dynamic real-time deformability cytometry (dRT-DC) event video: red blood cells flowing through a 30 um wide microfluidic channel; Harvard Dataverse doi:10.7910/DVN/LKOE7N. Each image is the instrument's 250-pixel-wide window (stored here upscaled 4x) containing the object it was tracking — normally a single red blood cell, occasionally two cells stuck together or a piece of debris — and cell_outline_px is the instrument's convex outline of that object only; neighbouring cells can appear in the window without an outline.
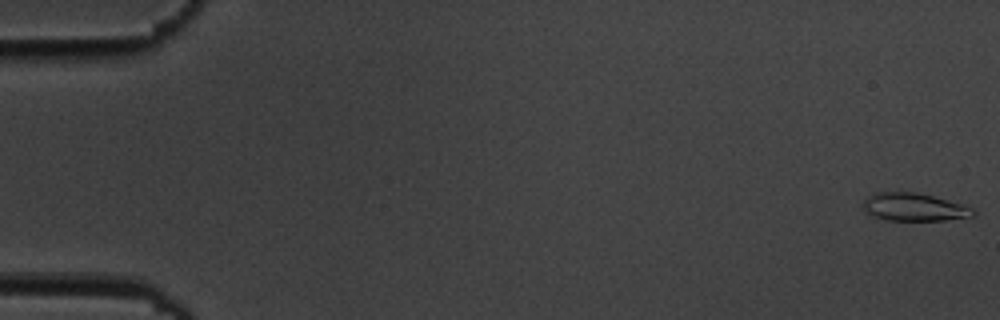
{"species": "common noctule bat (a hibernating species)", "species_latin": "Nyctalus noctula", "temperature_condition": "cold", "stored_images_in_passage": 6, "camera_frame_rate_fps": 3000, "um_per_image_px": 0.085, "animal": {"sex": "male", "body_mass_g": 19.5, "forearm_length_mm": 54.6}, "frame": {"image": 1, "passage_image": 1, "time_ms": 0.0, "image_size_px": [1000, 320], "cell_outline_px": [[976, 216], [944, 220], [888, 220], [872, 216], [864, 208], [864, 200], [872, 192], [916, 192], [964, 204], [972, 208], [976, 212]], "centroid_in_image_um": [77.73, 17.6], "position_along_channel_um": 7.3, "area_um2": 17.86}}